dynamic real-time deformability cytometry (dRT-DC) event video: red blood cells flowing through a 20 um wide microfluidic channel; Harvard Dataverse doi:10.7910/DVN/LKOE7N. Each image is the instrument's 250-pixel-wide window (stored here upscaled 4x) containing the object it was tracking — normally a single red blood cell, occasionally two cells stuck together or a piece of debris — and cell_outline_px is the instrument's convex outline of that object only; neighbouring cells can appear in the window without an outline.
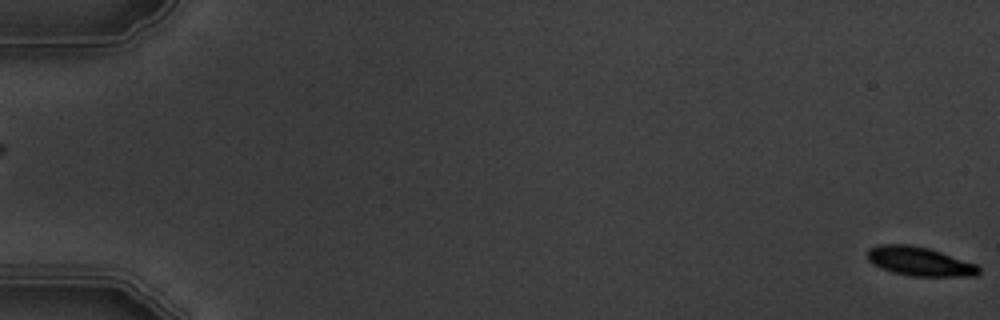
{"species": "common noctule bat (a hibernating species)", "species_latin": "Nyctalus noctula", "temperature_condition": "warm", "stored_images_in_passage": 5, "camera_frame_rate_fps": 3000, "um_per_image_px": 0.085, "animal": {"sex": "male", "body_mass_g": 19.5, "forearm_length_mm": 54.6}, "frame": {"image": 1, "passage_image": 5, "time_ms": 5.667, "image_size_px": [1000, 320], "cell_outline_px": [[980, 272], [976, 276], [912, 276], [892, 272], [880, 268], [872, 264], [868, 260], [864, 252], [868, 248], [880, 244], [912, 244], [928, 248], [976, 264], [980, 268]], "centroid_in_image_um": [78.09, 22.21], "position_along_channel_um": 6.9, "area_um2": 19.02}}